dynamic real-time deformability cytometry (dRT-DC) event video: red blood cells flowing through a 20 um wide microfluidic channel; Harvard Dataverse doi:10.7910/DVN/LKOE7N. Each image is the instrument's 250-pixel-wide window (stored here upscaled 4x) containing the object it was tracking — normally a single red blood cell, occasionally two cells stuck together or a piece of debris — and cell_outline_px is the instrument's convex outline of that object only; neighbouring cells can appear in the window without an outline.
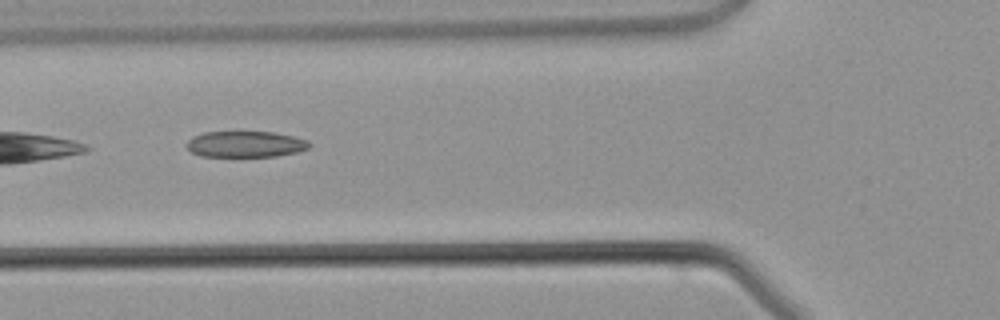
{"species": "common noctule bat (a hibernating species)", "species_latin": "Nyctalus noctula", "temperature_condition": "warm", "stored_images_in_passage": 3, "camera_frame_rate_fps": 3000, "um_per_image_px": 0.085, "animal": {"sex": "male", "body_mass_g": 21.5, "forearm_length_mm": 52.0}, "frame": {"image": 1, "passage_image": 3, "time_ms": 3.333, "image_size_px": [1000, 320], "cell_outline_px": [[312, 144], [308, 148], [296, 152], [276, 156], [200, 156], [192, 152], [188, 148], [188, 140], [192, 136], [204, 132], [272, 132], [292, 136], [308, 140]], "centroid_in_image_um": [20.87, 12.25], "position_along_channel_um": 104.9, "area_um2": 18.5}}